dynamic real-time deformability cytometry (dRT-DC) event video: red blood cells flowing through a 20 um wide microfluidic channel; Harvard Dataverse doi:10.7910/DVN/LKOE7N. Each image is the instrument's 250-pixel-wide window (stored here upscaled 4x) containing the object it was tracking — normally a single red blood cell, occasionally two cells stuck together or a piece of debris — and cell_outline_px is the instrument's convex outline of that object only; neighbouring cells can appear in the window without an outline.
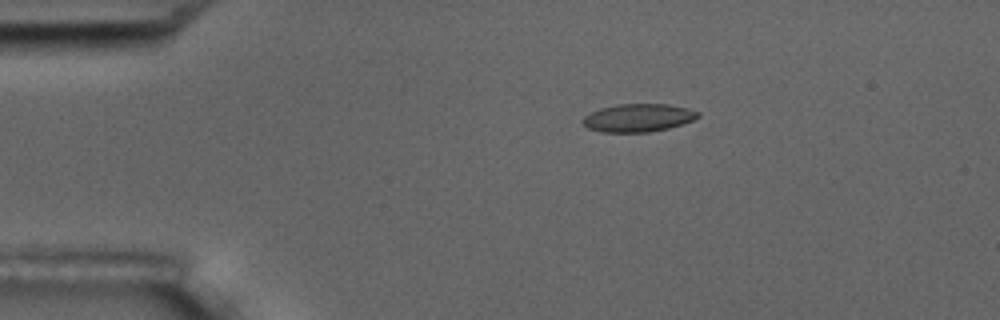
{"species": "common noctule bat (a hibernating species)", "species_latin": "Nyctalus noctula", "temperature_condition": "room temperature", "stored_images_in_passage": 6, "camera_frame_rate_fps": 3000, "um_per_image_px": 0.085, "animal": {"sex": "male", "body_mass_g": 17.5, "forearm_length_mm": 52.3}, "frame": {"image": 1, "passage_image": 4, "time_ms": 3.333, "image_size_px": [1000, 320], "cell_outline_px": [[700, 116], [692, 120], [668, 128], [648, 132], [600, 132], [588, 128], [580, 120], [584, 116], [600, 108], [620, 104], [668, 104], [688, 108], [700, 112]], "centroid_in_image_um": [54.23, 10.01], "position_along_channel_um": 30.8, "area_um2": 18.73}}
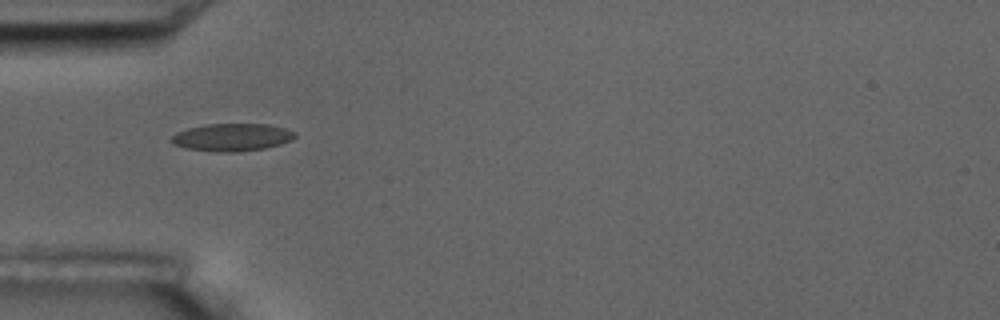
{"frame": {"image": 2, "passage_image": 6, "time_ms": 5.667, "image_size_px": [1000, 320], "cell_outline_px": [[296, 136], [292, 140], [280, 144], [264, 148], [236, 152], [216, 152], [184, 148], [172, 144], [168, 140], [176, 132], [188, 128], [204, 124], [268, 124], [284, 128], [296, 132]], "centroid_in_image_um": [19.68, 11.67], "position_along_channel_um": 65.3, "area_um2": 20.06}}